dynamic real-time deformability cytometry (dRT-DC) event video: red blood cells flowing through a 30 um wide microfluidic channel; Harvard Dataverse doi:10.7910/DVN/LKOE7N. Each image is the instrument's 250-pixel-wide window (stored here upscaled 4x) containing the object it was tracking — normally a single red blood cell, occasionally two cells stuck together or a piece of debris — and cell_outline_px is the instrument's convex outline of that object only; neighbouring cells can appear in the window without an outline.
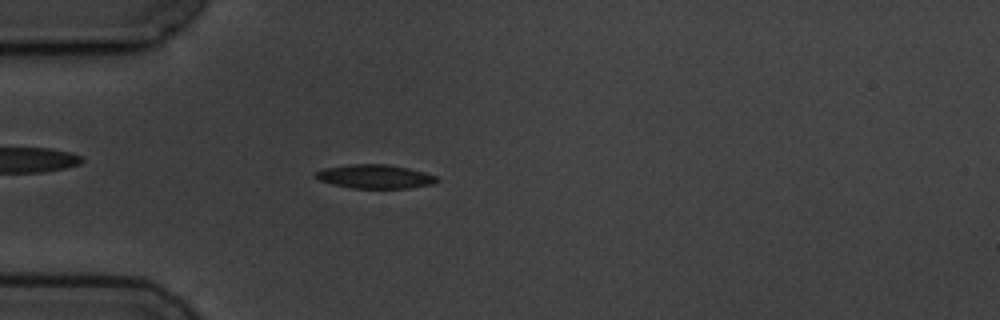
{"species": "common noctule bat (a hibernating species)", "species_latin": "Nyctalus noctula", "temperature_condition": "cold", "stored_images_in_passage": 5, "camera_frame_rate_fps": 3000, "um_per_image_px": 0.085, "animal": {"sex": "male", "body_mass_g": 19.5, "forearm_length_mm": 54.6}, "frame": {"image": 1, "passage_image": 5, "time_ms": 5.0, "image_size_px": [1000, 320], "cell_outline_px": [[440, 180], [432, 184], [408, 188], [352, 188], [332, 184], [320, 180], [316, 176], [316, 172], [324, 168], [348, 164], [388, 164], [408, 168], [424, 172], [436, 176]], "centroid_in_image_um": [31.89, 15.0], "position_along_channel_um": 53.1, "area_um2": 16.76}}